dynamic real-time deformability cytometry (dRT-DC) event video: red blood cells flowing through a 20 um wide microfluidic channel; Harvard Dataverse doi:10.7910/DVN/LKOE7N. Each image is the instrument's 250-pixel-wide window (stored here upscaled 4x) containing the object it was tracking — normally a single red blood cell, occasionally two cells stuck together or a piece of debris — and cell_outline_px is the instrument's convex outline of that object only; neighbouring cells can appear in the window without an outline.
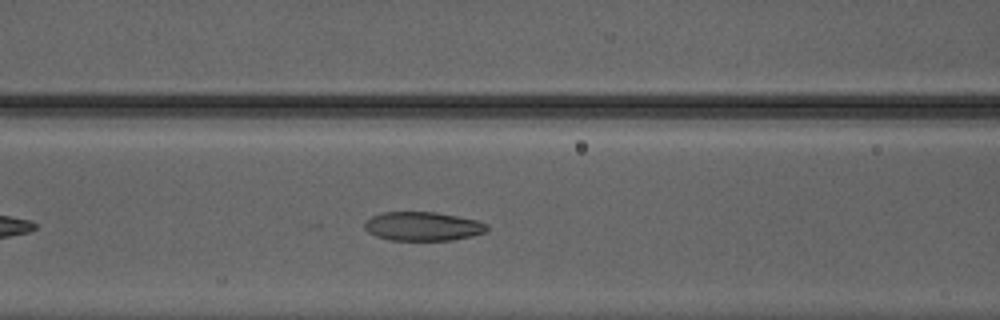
{"species": "Egyptian fruit bat (a non-hibernating species)", "species_latin": "Rousettus aegyptiacus", "temperature_condition": "warm", "stored_images_in_passage": 38, "camera_frame_rate_fps": 3000, "um_per_image_px": 0.085, "animal": {"sex": "male"}, "frame": {"image": 1, "passage_image": 9, "time_ms": 2.667, "image_size_px": [1000, 320], "cell_outline_px": [[488, 228], [484, 232], [472, 236], [452, 240], [388, 240], [376, 236], [368, 232], [364, 228], [364, 224], [372, 216], [384, 212], [436, 212], [476, 220], [488, 224]], "centroid_in_image_um": [35.93, 19.24], "position_along_channel_um": 130.7, "area_um2": 20.52}}
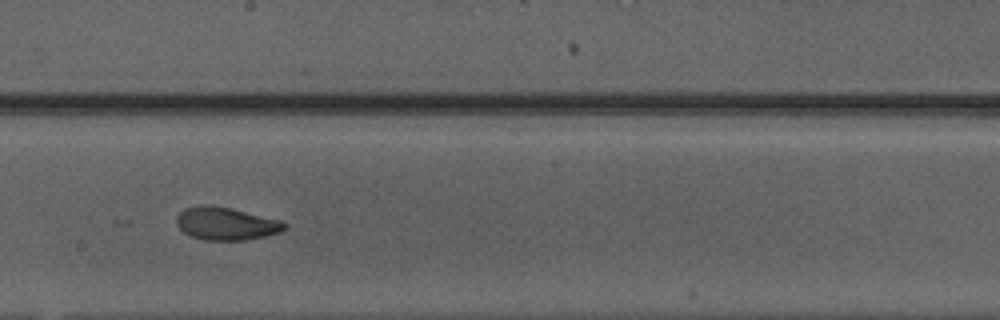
{"frame": {"image": 2, "passage_image": 16, "time_ms": 5.0, "image_size_px": [1000, 320], "cell_outline_px": [[288, 228], [280, 232], [264, 236], [244, 240], [204, 240], [192, 236], [184, 232], [176, 224], [176, 216], [184, 208], [200, 204], [208, 204], [228, 208], [284, 220], [288, 224]], "centroid_in_image_um": [19.24, 19.0], "position_along_channel_um": 229.0, "area_um2": 20.81}}
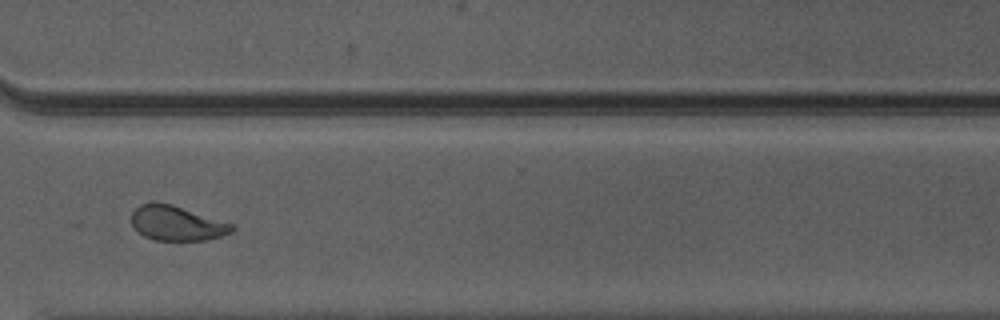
{"frame": {"image": 3, "passage_image": 25, "time_ms": 8.0, "image_size_px": [1000, 320], "cell_outline_px": [[236, 228], [232, 232], [220, 236], [204, 240], [156, 240], [144, 236], [132, 224], [132, 212], [140, 204], [172, 204], [232, 224]], "centroid_in_image_um": [15.04, 18.99], "position_along_channel_um": 355.6, "area_um2": 19.77}}